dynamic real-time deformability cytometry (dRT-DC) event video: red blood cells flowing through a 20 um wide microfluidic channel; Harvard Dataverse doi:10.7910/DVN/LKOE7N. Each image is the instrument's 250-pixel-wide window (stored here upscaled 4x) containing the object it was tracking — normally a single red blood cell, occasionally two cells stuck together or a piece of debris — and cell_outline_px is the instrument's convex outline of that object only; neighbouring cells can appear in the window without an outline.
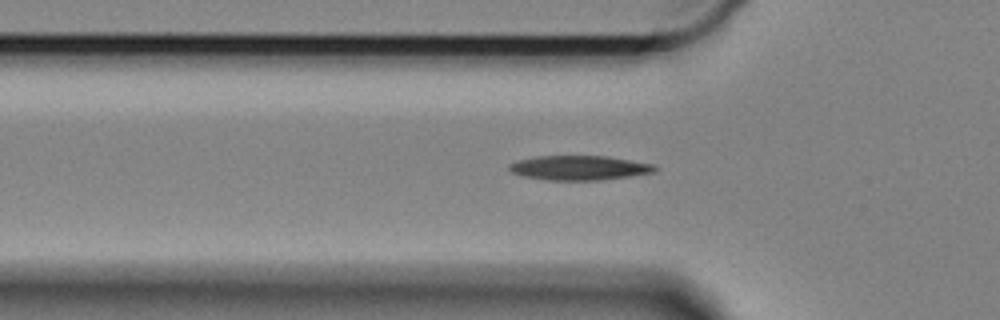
{"species": "Egyptian fruit bat (a non-hibernating species)", "species_latin": "Rousettus aegyptiacus", "temperature_condition": "cold", "stored_images_in_passage": 51, "camera_frame_rate_fps": 3000, "um_per_image_px": 0.085, "animal": {"sex": "female"}, "frame": {"image": 1, "passage_image": 10, "time_ms": 3.0, "image_size_px": [1000, 320], "cell_outline_px": [[656, 172], [600, 180], [548, 180], [520, 176], [512, 172], [508, 168], [508, 164], [520, 160], [536, 156], [604, 156], [652, 164], [656, 168]], "centroid_in_image_um": [49.18, 14.27], "position_along_channel_um": 76.6, "area_um2": 20.58}}
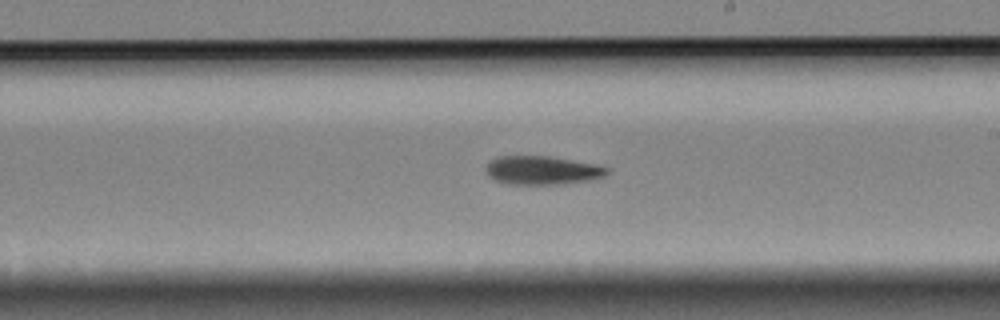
{"frame": {"image": 2, "passage_image": 25, "time_ms": 8.0, "image_size_px": [1000, 320], "cell_outline_px": [[612, 168], [604, 176], [592, 180], [564, 184], [504, 184], [488, 176], [484, 168], [496, 156], [548, 156], [596, 164]], "centroid_in_image_um": [46.11, 14.48], "position_along_channel_um": 242.9, "area_um2": 20.4}}
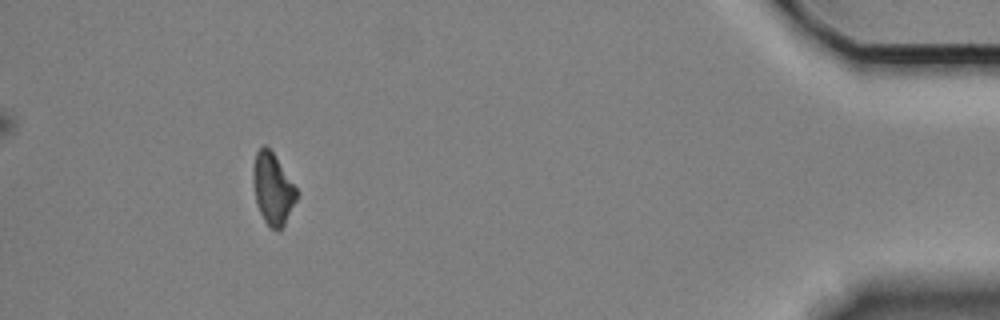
{"frame": {"image": 3, "passage_image": 46, "time_ms": 15.0, "image_size_px": [1000, 320], "cell_outline_px": [[300, 192], [284, 224], [276, 232], [264, 220], [260, 212], [256, 200], [252, 180], [252, 168], [256, 152], [264, 144], [272, 152]], "centroid_in_image_um": [23.18, 16.03], "position_along_channel_um": 412.0, "area_um2": 17.98}, "authors_computed_cell_mechanics": {"area_um2": 19.941, "velocity_mm_per_s": 3.309, "shape_relaxation_time_tau1_ms": 3.1944, "shape_relaxation_time_tau2_ms": null, "deformation_change_tau1": 0.1058, "deformation_change_tau2": null}}